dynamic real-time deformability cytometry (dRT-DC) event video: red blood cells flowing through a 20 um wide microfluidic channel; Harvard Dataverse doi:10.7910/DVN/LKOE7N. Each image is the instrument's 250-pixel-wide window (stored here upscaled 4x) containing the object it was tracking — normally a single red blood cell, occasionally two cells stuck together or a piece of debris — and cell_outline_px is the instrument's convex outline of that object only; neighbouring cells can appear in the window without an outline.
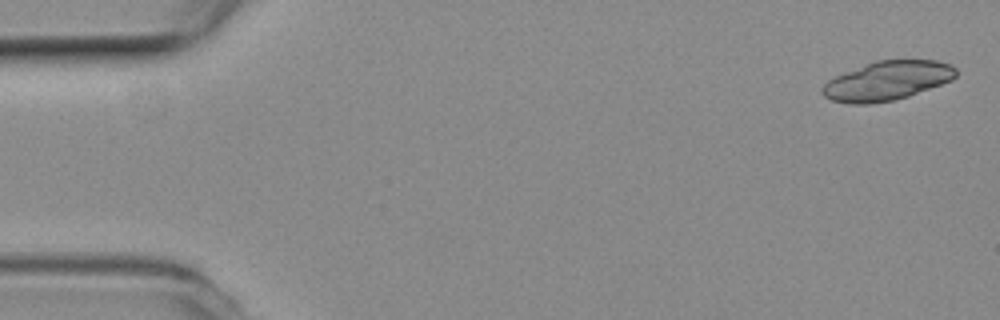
{"species": "common noctule bat (a hibernating species)", "species_latin": "Nyctalus noctula", "temperature_condition": "room temperature", "stored_images_in_passage": 3, "camera_frame_rate_fps": 3000, "um_per_image_px": 0.085, "animal": {"sex": "female", "body_mass_g": 19.3, "forearm_length_mm": 54.1}, "frame": {"image": 1, "passage_image": 1, "time_ms": 0.0, "image_size_px": [1000, 320], "cell_outline_px": [[956, 76], [952, 80], [908, 96], [892, 100], [868, 104], [848, 104], [832, 100], [824, 96], [820, 88], [828, 80], [844, 72], [876, 60], [936, 60], [952, 64], [956, 68]], "centroid_in_image_um": [75.41, 6.86], "position_along_channel_um": 9.6, "area_um2": 30.4}}